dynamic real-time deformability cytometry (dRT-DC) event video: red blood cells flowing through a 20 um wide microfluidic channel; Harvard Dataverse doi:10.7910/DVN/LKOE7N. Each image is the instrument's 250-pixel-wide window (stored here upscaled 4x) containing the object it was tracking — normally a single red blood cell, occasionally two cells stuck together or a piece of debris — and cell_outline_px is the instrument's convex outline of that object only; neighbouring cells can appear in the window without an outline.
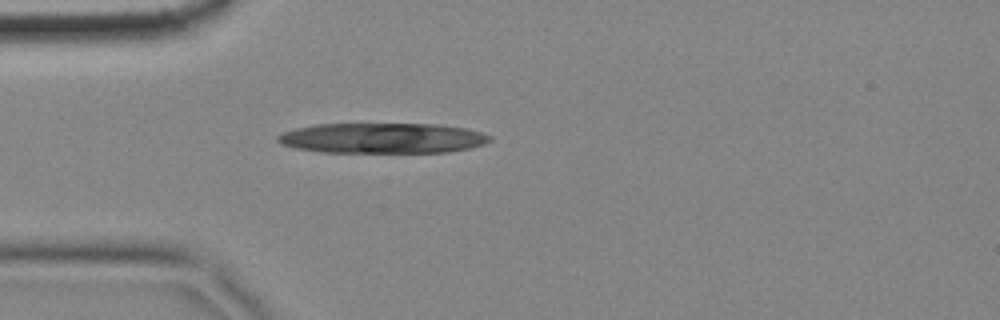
{"species": "common noctule bat (a hibernating species)", "species_latin": "Nyctalus noctula", "temperature_condition": "cold", "stored_images_in_passage": 37, "camera_frame_rate_fps": 3000, "um_per_image_px": 0.085, "animal": {"sex": "female", "body_mass_g": 18.4}, "frame": {"image": 1, "passage_image": 1, "time_ms": 0.0, "image_size_px": [1000, 320], "cell_outline_px": [[492, 140], [484, 144], [468, 148], [448, 152], [320, 152], [296, 148], [280, 144], [276, 140], [276, 136], [284, 132], [296, 128], [316, 124], [436, 124], [464, 128], [480, 132], [492, 136]], "centroid_in_image_um": [32.49, 11.74], "position_along_channel_um": 52.5, "area_um2": 37.45}}
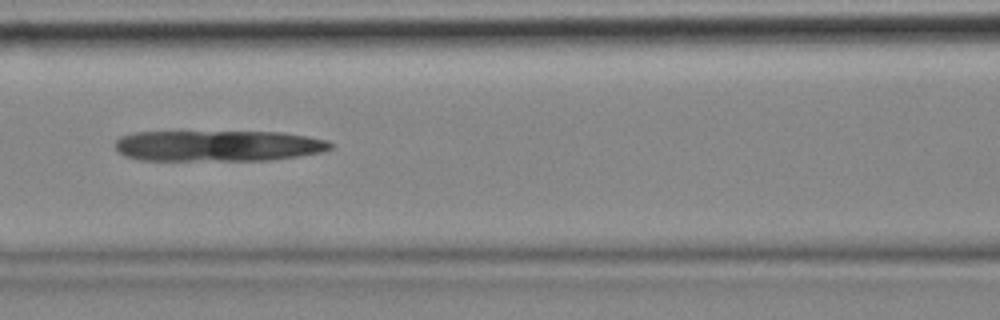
{"frame": {"image": 2, "passage_image": 10, "time_ms": 3.0, "image_size_px": [1000, 320], "cell_outline_px": [[332, 148], [320, 152], [272, 160], [140, 160], [124, 156], [116, 148], [116, 140], [120, 136], [136, 132], [280, 132], [308, 136], [328, 140], [332, 144]], "centroid_in_image_um": [18.53, 12.39], "position_along_channel_um": 148.1, "area_um2": 38.78}}
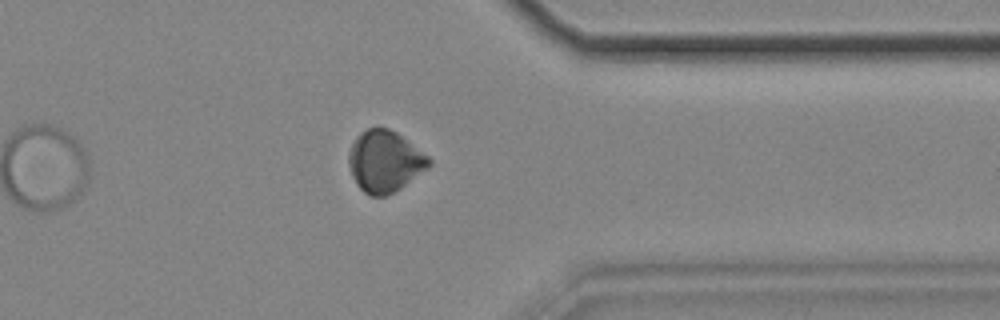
{"frame": {"image": 3, "passage_image": 31, "time_ms": 10.0, "image_size_px": [1000, 320], "cell_outline_px": [[432, 164], [428, 168], [400, 188], [384, 196], [368, 196], [356, 184], [352, 176], [348, 164], [348, 152], [356, 136], [360, 132], [368, 128], [388, 128], [396, 132], [428, 156], [432, 160]], "centroid_in_image_um": [32.68, 13.72], "position_along_channel_um": 378.7, "area_um2": 28.67}}